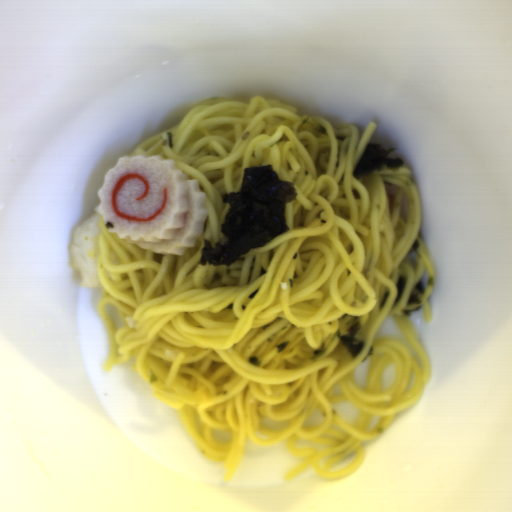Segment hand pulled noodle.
<instances>
[{
  "label": "hand pulled noodle",
  "mask_w": 512,
  "mask_h": 512,
  "mask_svg": "<svg viewBox=\"0 0 512 512\" xmlns=\"http://www.w3.org/2000/svg\"><path fill=\"white\" fill-rule=\"evenodd\" d=\"M323 126L327 135L317 128ZM364 133L353 124L332 125L296 107L263 96L211 97L186 112L170 129L143 140L136 155L173 159L176 168L199 180L207 194L203 232L182 256L157 255L121 240L100 221L96 274L103 293L96 306L110 347L105 372L132 364L152 395L173 409L208 460L220 462L223 479L235 476L245 441L271 446L284 442L302 459L284 480L312 468L323 479L351 476L365 462L364 443L377 439L398 414L418 402L432 375L431 362L406 310L421 306L433 316L427 283L420 303L408 305L425 270L435 276L419 232L422 210L406 166L356 179L353 171L377 128ZM173 133V149L167 132ZM347 136L338 141L336 136ZM274 165L298 193L286 204L290 230L251 250L232 266L199 263L203 240H225L220 226L248 166ZM399 187L389 211L385 185ZM405 196L408 218L400 217ZM420 248L412 250L415 240ZM407 285L398 300L397 282ZM125 323L115 329L106 305ZM388 316L417 351L420 370L393 338L374 336ZM359 321L365 342L352 357L337 337ZM289 342L278 353L277 345ZM250 356L258 357L253 367ZM370 360L366 384L354 383L355 368ZM397 374L382 390L390 364ZM360 409L354 424L343 422L333 404ZM324 418L305 422L314 410ZM373 416L379 425L367 430ZM285 422L281 431L263 419ZM328 449L295 447L298 439ZM355 452L345 469L332 465Z\"/></svg>",
  "instance_id": "14784b9a"
}]
</instances>
